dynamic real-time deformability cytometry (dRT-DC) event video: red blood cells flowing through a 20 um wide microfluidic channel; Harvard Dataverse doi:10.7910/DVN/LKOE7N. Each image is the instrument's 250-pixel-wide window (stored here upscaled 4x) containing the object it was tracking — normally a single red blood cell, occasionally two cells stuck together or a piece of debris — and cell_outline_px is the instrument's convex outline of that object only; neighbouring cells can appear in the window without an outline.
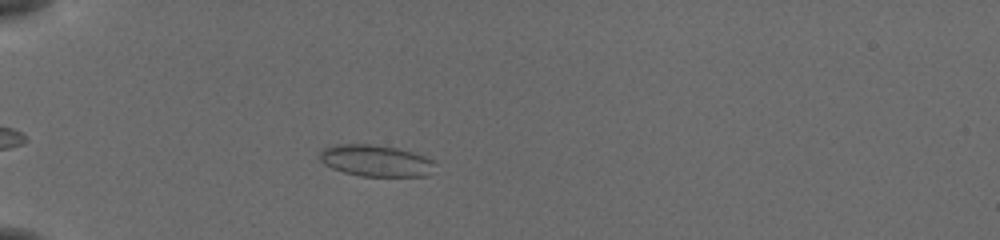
{"species": "common noctule bat (a hibernating species)", "species_latin": "Nyctalus noctula", "temperature_condition": "cold", "stored_images_in_passage": 41, "camera_frame_rate_fps": 3000, "um_per_image_px": 0.085, "animal": {"sex": "female", "body_mass_g": 19.5, "forearm_length_mm": 54.1}, "frame": {"image": 1, "passage_image": 3, "time_ms": 0.667, "image_size_px": [1000, 240], "cell_outline_px": [[436, 164], [428, 176], [360, 176], [344, 172], [332, 168], [324, 164], [320, 160], [320, 152], [324, 148], [332, 144], [368, 144], [396, 148], [412, 152], [424, 156], [432, 160]], "centroid_in_image_um": [31.93, 13.66], "position_along_channel_um": 53.1, "area_um2": 21.15}}
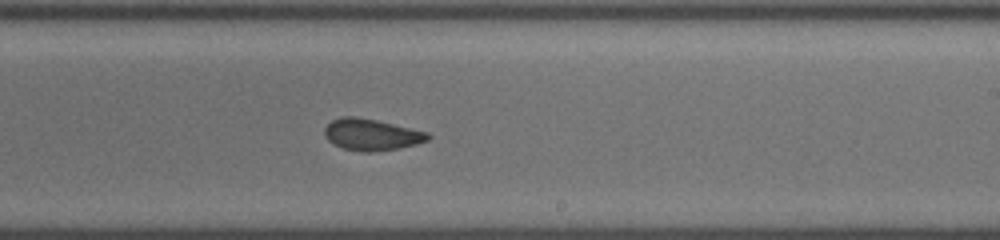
{"frame": {"image": 2, "passage_image": 21, "time_ms": 6.667, "image_size_px": [1000, 240], "cell_outline_px": [[432, 136], [428, 140], [416, 144], [400, 148], [372, 152], [360, 152], [344, 148], [332, 144], [324, 136], [324, 128], [332, 120], [340, 116], [352, 116], [376, 120], [428, 132]], "centroid_in_image_um": [31.56, 11.45], "position_along_channel_um": 257.4, "area_um2": 19.07}}
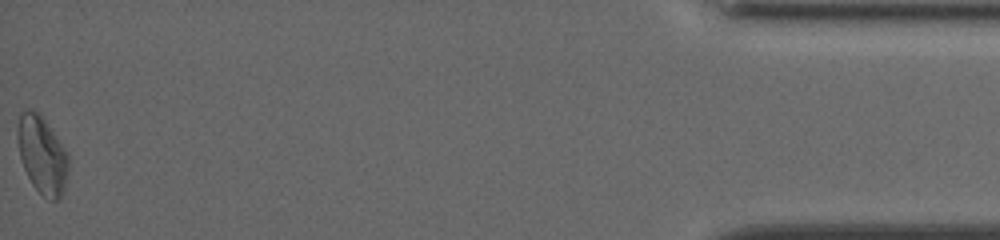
{"frame": {"image": 3, "passage_image": 41, "time_ms": 13.333, "image_size_px": [1000, 240], "cell_outline_px": [[68, 168], [64, 192], [60, 200], [52, 200], [44, 196], [32, 184], [24, 168], [20, 156], [16, 136], [16, 128], [20, 112], [24, 108], [32, 108], [40, 112], [64, 148], [68, 156]], "centroid_in_image_um": [3.56, 13.11], "position_along_channel_um": 431.6, "area_um2": 23.24}, "authors_computed_cell_mechanics": {"area_um2": 19.5942, "velocity_mm_per_s": 3.8119, "shape_relaxation_time_tau1_ms": null, "shape_relaxation_time_tau2_ms": 1.8478, "deformation_change_tau1": null, "deformation_change_tau2": 0.058}}